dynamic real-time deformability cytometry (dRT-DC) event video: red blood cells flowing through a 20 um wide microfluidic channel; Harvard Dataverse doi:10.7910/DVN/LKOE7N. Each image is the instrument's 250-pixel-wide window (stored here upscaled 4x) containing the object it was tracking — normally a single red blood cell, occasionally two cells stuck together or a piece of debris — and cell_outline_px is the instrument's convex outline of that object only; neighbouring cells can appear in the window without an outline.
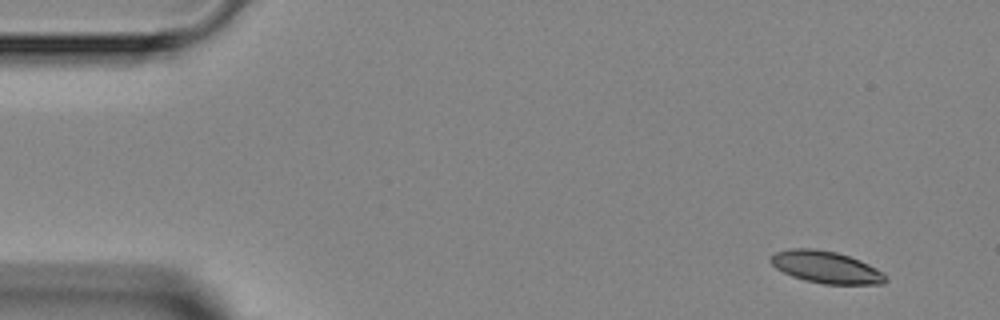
{"species": "Egyptian fruit bat (a non-hibernating species)", "species_latin": "Rousettus aegyptiacus", "temperature_condition": "room temperature", "stored_images_in_passage": 4, "camera_frame_rate_fps": 3000, "um_per_image_px": 0.085, "animal": {"sex": "female"}, "frame": {"image": 1, "passage_image": 1, "time_ms": 0.0, "image_size_px": [1000, 320], "cell_outline_px": [[888, 280], [884, 284], [824, 284], [804, 280], [792, 276], [776, 268], [768, 260], [776, 252], [792, 248], [812, 248], [836, 252], [860, 260], [884, 272]], "centroid_in_image_um": [70.23, 22.71], "position_along_channel_um": 14.8, "area_um2": 21.44}}
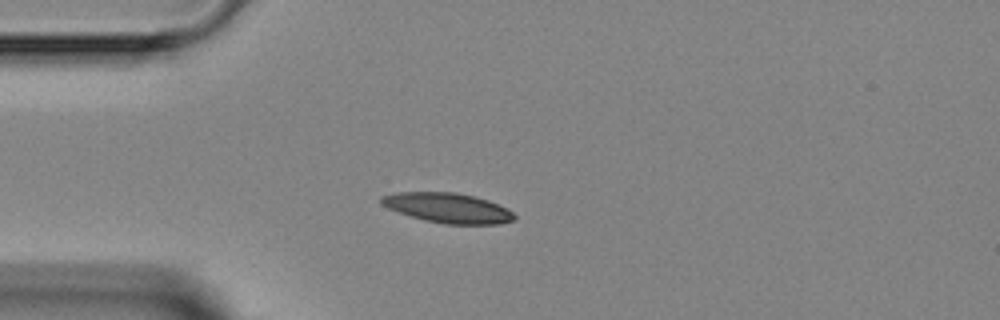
{"frame": {"image": 2, "passage_image": 3, "time_ms": 3.0, "image_size_px": [1000, 320], "cell_outline_px": [[516, 220], [500, 224], [444, 224], [424, 220], [388, 208], [380, 204], [380, 196], [396, 192], [456, 192], [476, 196], [488, 200], [512, 212], [516, 216]], "centroid_in_image_um": [38.06, 17.67], "position_along_channel_um": 46.9, "area_um2": 23.18}}